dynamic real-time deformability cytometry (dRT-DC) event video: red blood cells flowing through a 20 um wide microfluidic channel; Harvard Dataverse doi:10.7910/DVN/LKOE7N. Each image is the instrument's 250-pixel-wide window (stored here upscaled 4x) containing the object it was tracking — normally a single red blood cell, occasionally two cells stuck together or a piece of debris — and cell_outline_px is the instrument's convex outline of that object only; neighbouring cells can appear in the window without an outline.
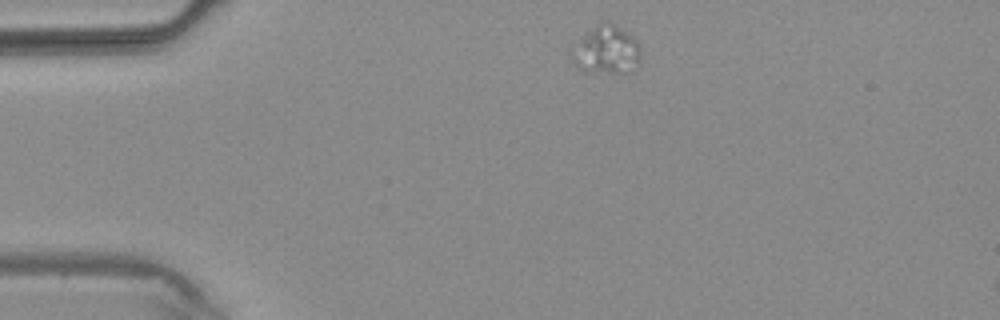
{"species": "common noctule bat (a hibernating species)", "species_latin": "Nyctalus noctula", "temperature_condition": "warm", "stored_images_in_passage": 2, "camera_frame_rate_fps": 3000, "um_per_image_px": 0.085, "animal": {"sex": "male", "body_mass_g": 20.4}, "frame": {"image": 1, "passage_image": 1, "time_ms": 0.0, "image_size_px": [1000, 320], "cell_outline_px": [[640, 60], [636, 68], [612, 72], [580, 68], [572, 60], [580, 40], [596, 24], [604, 20], [612, 20], [628, 32], [636, 40], [640, 48]], "centroid_in_image_um": [51.64, 4.16], "position_along_channel_um": 33.4, "area_um2": 18.5}}